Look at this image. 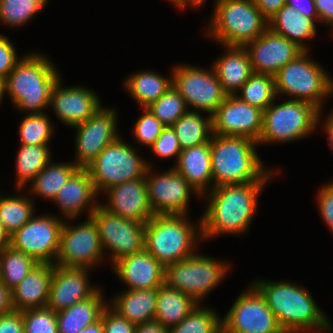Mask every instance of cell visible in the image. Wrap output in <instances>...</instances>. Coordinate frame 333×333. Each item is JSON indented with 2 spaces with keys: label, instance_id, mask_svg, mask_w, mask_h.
Returning a JSON list of instances; mask_svg holds the SVG:
<instances>
[{
  "label": "cell",
  "instance_id": "1",
  "mask_svg": "<svg viewBox=\"0 0 333 333\" xmlns=\"http://www.w3.org/2000/svg\"><path fill=\"white\" fill-rule=\"evenodd\" d=\"M267 183L226 184L206 192L208 205L200 217L202 241L225 234L242 235L257 212L259 194Z\"/></svg>",
  "mask_w": 333,
  "mask_h": 333
},
{
  "label": "cell",
  "instance_id": "2",
  "mask_svg": "<svg viewBox=\"0 0 333 333\" xmlns=\"http://www.w3.org/2000/svg\"><path fill=\"white\" fill-rule=\"evenodd\" d=\"M252 285L264 297L283 331L327 333L332 330L329 317L306 288L288 281H266L263 278L254 279Z\"/></svg>",
  "mask_w": 333,
  "mask_h": 333
},
{
  "label": "cell",
  "instance_id": "3",
  "mask_svg": "<svg viewBox=\"0 0 333 333\" xmlns=\"http://www.w3.org/2000/svg\"><path fill=\"white\" fill-rule=\"evenodd\" d=\"M256 141L241 136L213 134L210 140L213 188L226 184L268 182L278 174L263 165ZM276 172V173H275Z\"/></svg>",
  "mask_w": 333,
  "mask_h": 333
},
{
  "label": "cell",
  "instance_id": "4",
  "mask_svg": "<svg viewBox=\"0 0 333 333\" xmlns=\"http://www.w3.org/2000/svg\"><path fill=\"white\" fill-rule=\"evenodd\" d=\"M48 56L35 51L17 62L4 80V95L27 114H42L50 107L53 87L62 76ZM44 109V110H43Z\"/></svg>",
  "mask_w": 333,
  "mask_h": 333
},
{
  "label": "cell",
  "instance_id": "5",
  "mask_svg": "<svg viewBox=\"0 0 333 333\" xmlns=\"http://www.w3.org/2000/svg\"><path fill=\"white\" fill-rule=\"evenodd\" d=\"M187 218L185 214L154 215L146 222L145 250L164 267L194 255L197 242L202 241L201 219L195 224Z\"/></svg>",
  "mask_w": 333,
  "mask_h": 333
},
{
  "label": "cell",
  "instance_id": "6",
  "mask_svg": "<svg viewBox=\"0 0 333 333\" xmlns=\"http://www.w3.org/2000/svg\"><path fill=\"white\" fill-rule=\"evenodd\" d=\"M213 9L205 36L221 46L244 47L268 28L253 0H216Z\"/></svg>",
  "mask_w": 333,
  "mask_h": 333
},
{
  "label": "cell",
  "instance_id": "7",
  "mask_svg": "<svg viewBox=\"0 0 333 333\" xmlns=\"http://www.w3.org/2000/svg\"><path fill=\"white\" fill-rule=\"evenodd\" d=\"M321 113L313 104L301 100L273 102L263 111L257 144L289 143L308 137L320 125Z\"/></svg>",
  "mask_w": 333,
  "mask_h": 333
},
{
  "label": "cell",
  "instance_id": "8",
  "mask_svg": "<svg viewBox=\"0 0 333 333\" xmlns=\"http://www.w3.org/2000/svg\"><path fill=\"white\" fill-rule=\"evenodd\" d=\"M308 53H301L274 76L276 96L309 102L322 112L326 97L333 94V78Z\"/></svg>",
  "mask_w": 333,
  "mask_h": 333
},
{
  "label": "cell",
  "instance_id": "9",
  "mask_svg": "<svg viewBox=\"0 0 333 333\" xmlns=\"http://www.w3.org/2000/svg\"><path fill=\"white\" fill-rule=\"evenodd\" d=\"M228 262L195 253L165 266L164 284L188 294L198 304L219 286L230 269Z\"/></svg>",
  "mask_w": 333,
  "mask_h": 333
},
{
  "label": "cell",
  "instance_id": "10",
  "mask_svg": "<svg viewBox=\"0 0 333 333\" xmlns=\"http://www.w3.org/2000/svg\"><path fill=\"white\" fill-rule=\"evenodd\" d=\"M151 166V163L138 155L137 148H133L120 136L108 144L85 169L100 195L115 185L145 177L147 168Z\"/></svg>",
  "mask_w": 333,
  "mask_h": 333
},
{
  "label": "cell",
  "instance_id": "11",
  "mask_svg": "<svg viewBox=\"0 0 333 333\" xmlns=\"http://www.w3.org/2000/svg\"><path fill=\"white\" fill-rule=\"evenodd\" d=\"M173 85L184 98L190 111L213 115L227 94L212 68L206 70L194 65H176L172 69ZM190 106V107H189Z\"/></svg>",
  "mask_w": 333,
  "mask_h": 333
},
{
  "label": "cell",
  "instance_id": "12",
  "mask_svg": "<svg viewBox=\"0 0 333 333\" xmlns=\"http://www.w3.org/2000/svg\"><path fill=\"white\" fill-rule=\"evenodd\" d=\"M103 257L98 228L91 217L77 226L64 221L55 265L92 269Z\"/></svg>",
  "mask_w": 333,
  "mask_h": 333
},
{
  "label": "cell",
  "instance_id": "13",
  "mask_svg": "<svg viewBox=\"0 0 333 333\" xmlns=\"http://www.w3.org/2000/svg\"><path fill=\"white\" fill-rule=\"evenodd\" d=\"M96 223L104 254L112 264L122 257L145 249L146 223L122 218L99 205L90 216ZM106 250V252H105ZM108 250V251H107Z\"/></svg>",
  "mask_w": 333,
  "mask_h": 333
},
{
  "label": "cell",
  "instance_id": "14",
  "mask_svg": "<svg viewBox=\"0 0 333 333\" xmlns=\"http://www.w3.org/2000/svg\"><path fill=\"white\" fill-rule=\"evenodd\" d=\"M64 219L53 215H33L10 235V246L32 257L37 263L55 265Z\"/></svg>",
  "mask_w": 333,
  "mask_h": 333
},
{
  "label": "cell",
  "instance_id": "15",
  "mask_svg": "<svg viewBox=\"0 0 333 333\" xmlns=\"http://www.w3.org/2000/svg\"><path fill=\"white\" fill-rule=\"evenodd\" d=\"M222 327L227 333H281L283 331L264 297L252 284L247 290L242 291L222 318Z\"/></svg>",
  "mask_w": 333,
  "mask_h": 333
},
{
  "label": "cell",
  "instance_id": "16",
  "mask_svg": "<svg viewBox=\"0 0 333 333\" xmlns=\"http://www.w3.org/2000/svg\"><path fill=\"white\" fill-rule=\"evenodd\" d=\"M149 205L154 215H188L190 195H200L174 168L153 173L148 167L145 173Z\"/></svg>",
  "mask_w": 333,
  "mask_h": 333
},
{
  "label": "cell",
  "instance_id": "17",
  "mask_svg": "<svg viewBox=\"0 0 333 333\" xmlns=\"http://www.w3.org/2000/svg\"><path fill=\"white\" fill-rule=\"evenodd\" d=\"M116 113L113 108L101 106L84 123L72 127L76 129L74 163L79 168L85 169L108 144L120 137Z\"/></svg>",
  "mask_w": 333,
  "mask_h": 333
},
{
  "label": "cell",
  "instance_id": "18",
  "mask_svg": "<svg viewBox=\"0 0 333 333\" xmlns=\"http://www.w3.org/2000/svg\"><path fill=\"white\" fill-rule=\"evenodd\" d=\"M262 121L263 110L235 95H227L212 115L213 134L247 137L258 142Z\"/></svg>",
  "mask_w": 333,
  "mask_h": 333
},
{
  "label": "cell",
  "instance_id": "19",
  "mask_svg": "<svg viewBox=\"0 0 333 333\" xmlns=\"http://www.w3.org/2000/svg\"><path fill=\"white\" fill-rule=\"evenodd\" d=\"M244 47L250 57L254 73L272 76L304 52L296 43L269 28Z\"/></svg>",
  "mask_w": 333,
  "mask_h": 333
},
{
  "label": "cell",
  "instance_id": "20",
  "mask_svg": "<svg viewBox=\"0 0 333 333\" xmlns=\"http://www.w3.org/2000/svg\"><path fill=\"white\" fill-rule=\"evenodd\" d=\"M61 78L53 87L50 104L53 111L63 124L74 127L84 123L100 108L101 100L94 90L86 87H61Z\"/></svg>",
  "mask_w": 333,
  "mask_h": 333
},
{
  "label": "cell",
  "instance_id": "21",
  "mask_svg": "<svg viewBox=\"0 0 333 333\" xmlns=\"http://www.w3.org/2000/svg\"><path fill=\"white\" fill-rule=\"evenodd\" d=\"M90 270L54 265L46 307L57 313L90 298L99 289L90 284Z\"/></svg>",
  "mask_w": 333,
  "mask_h": 333
},
{
  "label": "cell",
  "instance_id": "22",
  "mask_svg": "<svg viewBox=\"0 0 333 333\" xmlns=\"http://www.w3.org/2000/svg\"><path fill=\"white\" fill-rule=\"evenodd\" d=\"M107 202L100 205L109 213L146 223L154 213L149 205L145 177L126 181L107 189Z\"/></svg>",
  "mask_w": 333,
  "mask_h": 333
},
{
  "label": "cell",
  "instance_id": "23",
  "mask_svg": "<svg viewBox=\"0 0 333 333\" xmlns=\"http://www.w3.org/2000/svg\"><path fill=\"white\" fill-rule=\"evenodd\" d=\"M112 265L128 290L154 289L164 284L165 267L145 249L122 257Z\"/></svg>",
  "mask_w": 333,
  "mask_h": 333
},
{
  "label": "cell",
  "instance_id": "24",
  "mask_svg": "<svg viewBox=\"0 0 333 333\" xmlns=\"http://www.w3.org/2000/svg\"><path fill=\"white\" fill-rule=\"evenodd\" d=\"M89 172L79 168L61 187L53 203L60 209L64 219L79 218L82 212H88V218L100 205ZM89 208V209H88Z\"/></svg>",
  "mask_w": 333,
  "mask_h": 333
},
{
  "label": "cell",
  "instance_id": "25",
  "mask_svg": "<svg viewBox=\"0 0 333 333\" xmlns=\"http://www.w3.org/2000/svg\"><path fill=\"white\" fill-rule=\"evenodd\" d=\"M53 264L38 263L12 290L15 311L45 308L47 306Z\"/></svg>",
  "mask_w": 333,
  "mask_h": 333
},
{
  "label": "cell",
  "instance_id": "26",
  "mask_svg": "<svg viewBox=\"0 0 333 333\" xmlns=\"http://www.w3.org/2000/svg\"><path fill=\"white\" fill-rule=\"evenodd\" d=\"M173 167L197 190L200 197L213 189L210 142L183 149Z\"/></svg>",
  "mask_w": 333,
  "mask_h": 333
},
{
  "label": "cell",
  "instance_id": "27",
  "mask_svg": "<svg viewBox=\"0 0 333 333\" xmlns=\"http://www.w3.org/2000/svg\"><path fill=\"white\" fill-rule=\"evenodd\" d=\"M224 47L226 48L224 55L213 61L211 66L225 93L235 95L254 71L245 47Z\"/></svg>",
  "mask_w": 333,
  "mask_h": 333
},
{
  "label": "cell",
  "instance_id": "28",
  "mask_svg": "<svg viewBox=\"0 0 333 333\" xmlns=\"http://www.w3.org/2000/svg\"><path fill=\"white\" fill-rule=\"evenodd\" d=\"M110 302V303H109ZM108 304L118 312L122 317L126 318L134 325H139L154 321L157 288L128 290L121 294H115Z\"/></svg>",
  "mask_w": 333,
  "mask_h": 333
},
{
  "label": "cell",
  "instance_id": "29",
  "mask_svg": "<svg viewBox=\"0 0 333 333\" xmlns=\"http://www.w3.org/2000/svg\"><path fill=\"white\" fill-rule=\"evenodd\" d=\"M315 19L305 17L291 6L285 4L268 20V28L296 43L304 51H309L304 42L317 36Z\"/></svg>",
  "mask_w": 333,
  "mask_h": 333
},
{
  "label": "cell",
  "instance_id": "30",
  "mask_svg": "<svg viewBox=\"0 0 333 333\" xmlns=\"http://www.w3.org/2000/svg\"><path fill=\"white\" fill-rule=\"evenodd\" d=\"M98 289L90 298L77 302L68 309L56 313L59 333H79L98 321L108 303Z\"/></svg>",
  "mask_w": 333,
  "mask_h": 333
},
{
  "label": "cell",
  "instance_id": "31",
  "mask_svg": "<svg viewBox=\"0 0 333 333\" xmlns=\"http://www.w3.org/2000/svg\"><path fill=\"white\" fill-rule=\"evenodd\" d=\"M198 305L188 294L163 284L157 288V303L154 321L164 327L180 323Z\"/></svg>",
  "mask_w": 333,
  "mask_h": 333
},
{
  "label": "cell",
  "instance_id": "32",
  "mask_svg": "<svg viewBox=\"0 0 333 333\" xmlns=\"http://www.w3.org/2000/svg\"><path fill=\"white\" fill-rule=\"evenodd\" d=\"M124 81L125 91L129 92L139 105L147 108L173 85V75L172 71L170 77H166L152 70H144L131 74Z\"/></svg>",
  "mask_w": 333,
  "mask_h": 333
},
{
  "label": "cell",
  "instance_id": "33",
  "mask_svg": "<svg viewBox=\"0 0 333 333\" xmlns=\"http://www.w3.org/2000/svg\"><path fill=\"white\" fill-rule=\"evenodd\" d=\"M202 112L188 110L171 127L181 149L209 143L213 135L212 116L204 117Z\"/></svg>",
  "mask_w": 333,
  "mask_h": 333
},
{
  "label": "cell",
  "instance_id": "34",
  "mask_svg": "<svg viewBox=\"0 0 333 333\" xmlns=\"http://www.w3.org/2000/svg\"><path fill=\"white\" fill-rule=\"evenodd\" d=\"M15 161L16 186L18 192L24 191L27 184L43 170L51 160V148L43 145H20Z\"/></svg>",
  "mask_w": 333,
  "mask_h": 333
},
{
  "label": "cell",
  "instance_id": "35",
  "mask_svg": "<svg viewBox=\"0 0 333 333\" xmlns=\"http://www.w3.org/2000/svg\"><path fill=\"white\" fill-rule=\"evenodd\" d=\"M79 169L74 162L51 163L41 170L31 181V193L54 201L61 187Z\"/></svg>",
  "mask_w": 333,
  "mask_h": 333
},
{
  "label": "cell",
  "instance_id": "36",
  "mask_svg": "<svg viewBox=\"0 0 333 333\" xmlns=\"http://www.w3.org/2000/svg\"><path fill=\"white\" fill-rule=\"evenodd\" d=\"M0 193V222L5 230L12 235L26 224L35 214L33 200L27 195H1Z\"/></svg>",
  "mask_w": 333,
  "mask_h": 333
},
{
  "label": "cell",
  "instance_id": "37",
  "mask_svg": "<svg viewBox=\"0 0 333 333\" xmlns=\"http://www.w3.org/2000/svg\"><path fill=\"white\" fill-rule=\"evenodd\" d=\"M238 92L235 96L240 100L264 111L277 98L275 77L253 73Z\"/></svg>",
  "mask_w": 333,
  "mask_h": 333
},
{
  "label": "cell",
  "instance_id": "38",
  "mask_svg": "<svg viewBox=\"0 0 333 333\" xmlns=\"http://www.w3.org/2000/svg\"><path fill=\"white\" fill-rule=\"evenodd\" d=\"M38 263L11 246L0 251V279L12 291Z\"/></svg>",
  "mask_w": 333,
  "mask_h": 333
},
{
  "label": "cell",
  "instance_id": "39",
  "mask_svg": "<svg viewBox=\"0 0 333 333\" xmlns=\"http://www.w3.org/2000/svg\"><path fill=\"white\" fill-rule=\"evenodd\" d=\"M222 319L211 308L198 304L180 323L171 326L169 333H216Z\"/></svg>",
  "mask_w": 333,
  "mask_h": 333
},
{
  "label": "cell",
  "instance_id": "40",
  "mask_svg": "<svg viewBox=\"0 0 333 333\" xmlns=\"http://www.w3.org/2000/svg\"><path fill=\"white\" fill-rule=\"evenodd\" d=\"M49 0H2L0 22L8 27L24 26L33 19Z\"/></svg>",
  "mask_w": 333,
  "mask_h": 333
},
{
  "label": "cell",
  "instance_id": "41",
  "mask_svg": "<svg viewBox=\"0 0 333 333\" xmlns=\"http://www.w3.org/2000/svg\"><path fill=\"white\" fill-rule=\"evenodd\" d=\"M54 125L46 113L26 114L19 125V138L22 145L49 144L53 137Z\"/></svg>",
  "mask_w": 333,
  "mask_h": 333
},
{
  "label": "cell",
  "instance_id": "42",
  "mask_svg": "<svg viewBox=\"0 0 333 333\" xmlns=\"http://www.w3.org/2000/svg\"><path fill=\"white\" fill-rule=\"evenodd\" d=\"M147 108L166 127L172 126L188 111L184 98L174 85Z\"/></svg>",
  "mask_w": 333,
  "mask_h": 333
},
{
  "label": "cell",
  "instance_id": "43",
  "mask_svg": "<svg viewBox=\"0 0 333 333\" xmlns=\"http://www.w3.org/2000/svg\"><path fill=\"white\" fill-rule=\"evenodd\" d=\"M22 320L24 333H59L56 312L47 307L23 310Z\"/></svg>",
  "mask_w": 333,
  "mask_h": 333
},
{
  "label": "cell",
  "instance_id": "44",
  "mask_svg": "<svg viewBox=\"0 0 333 333\" xmlns=\"http://www.w3.org/2000/svg\"><path fill=\"white\" fill-rule=\"evenodd\" d=\"M143 111L133 126L132 135L141 144V147L150 148L166 126L148 108H143Z\"/></svg>",
  "mask_w": 333,
  "mask_h": 333
},
{
  "label": "cell",
  "instance_id": "45",
  "mask_svg": "<svg viewBox=\"0 0 333 333\" xmlns=\"http://www.w3.org/2000/svg\"><path fill=\"white\" fill-rule=\"evenodd\" d=\"M150 148L151 152L153 151V154L156 157L161 159H170L174 157L176 163L178 162L180 152L182 151L178 138L171 126H167L163 129L160 136Z\"/></svg>",
  "mask_w": 333,
  "mask_h": 333
},
{
  "label": "cell",
  "instance_id": "46",
  "mask_svg": "<svg viewBox=\"0 0 333 333\" xmlns=\"http://www.w3.org/2000/svg\"><path fill=\"white\" fill-rule=\"evenodd\" d=\"M104 333H135L136 325L116 312L109 304L101 315Z\"/></svg>",
  "mask_w": 333,
  "mask_h": 333
},
{
  "label": "cell",
  "instance_id": "47",
  "mask_svg": "<svg viewBox=\"0 0 333 333\" xmlns=\"http://www.w3.org/2000/svg\"><path fill=\"white\" fill-rule=\"evenodd\" d=\"M20 59L12 41L0 34V78L5 80Z\"/></svg>",
  "mask_w": 333,
  "mask_h": 333
},
{
  "label": "cell",
  "instance_id": "48",
  "mask_svg": "<svg viewBox=\"0 0 333 333\" xmlns=\"http://www.w3.org/2000/svg\"><path fill=\"white\" fill-rule=\"evenodd\" d=\"M317 197L320 216L333 232V181L321 186Z\"/></svg>",
  "mask_w": 333,
  "mask_h": 333
},
{
  "label": "cell",
  "instance_id": "49",
  "mask_svg": "<svg viewBox=\"0 0 333 333\" xmlns=\"http://www.w3.org/2000/svg\"><path fill=\"white\" fill-rule=\"evenodd\" d=\"M0 333H24L22 311H12L0 316Z\"/></svg>",
  "mask_w": 333,
  "mask_h": 333
},
{
  "label": "cell",
  "instance_id": "50",
  "mask_svg": "<svg viewBox=\"0 0 333 333\" xmlns=\"http://www.w3.org/2000/svg\"><path fill=\"white\" fill-rule=\"evenodd\" d=\"M286 4L294 8L301 15L319 21L314 0H286Z\"/></svg>",
  "mask_w": 333,
  "mask_h": 333
},
{
  "label": "cell",
  "instance_id": "51",
  "mask_svg": "<svg viewBox=\"0 0 333 333\" xmlns=\"http://www.w3.org/2000/svg\"><path fill=\"white\" fill-rule=\"evenodd\" d=\"M256 7L261 11L263 17L268 21L285 4L286 0H253Z\"/></svg>",
  "mask_w": 333,
  "mask_h": 333
},
{
  "label": "cell",
  "instance_id": "52",
  "mask_svg": "<svg viewBox=\"0 0 333 333\" xmlns=\"http://www.w3.org/2000/svg\"><path fill=\"white\" fill-rule=\"evenodd\" d=\"M319 22L333 29V0H314ZM333 31V30H332Z\"/></svg>",
  "mask_w": 333,
  "mask_h": 333
},
{
  "label": "cell",
  "instance_id": "53",
  "mask_svg": "<svg viewBox=\"0 0 333 333\" xmlns=\"http://www.w3.org/2000/svg\"><path fill=\"white\" fill-rule=\"evenodd\" d=\"M14 311L12 291L0 279V316Z\"/></svg>",
  "mask_w": 333,
  "mask_h": 333
},
{
  "label": "cell",
  "instance_id": "54",
  "mask_svg": "<svg viewBox=\"0 0 333 333\" xmlns=\"http://www.w3.org/2000/svg\"><path fill=\"white\" fill-rule=\"evenodd\" d=\"M135 333H169V328L164 327L159 322L151 321L136 325Z\"/></svg>",
  "mask_w": 333,
  "mask_h": 333
},
{
  "label": "cell",
  "instance_id": "55",
  "mask_svg": "<svg viewBox=\"0 0 333 333\" xmlns=\"http://www.w3.org/2000/svg\"><path fill=\"white\" fill-rule=\"evenodd\" d=\"M323 123L324 124L322 125L323 127L321 129H323V131L327 135L329 143L328 145L331 147V149H333V110Z\"/></svg>",
  "mask_w": 333,
  "mask_h": 333
},
{
  "label": "cell",
  "instance_id": "56",
  "mask_svg": "<svg viewBox=\"0 0 333 333\" xmlns=\"http://www.w3.org/2000/svg\"><path fill=\"white\" fill-rule=\"evenodd\" d=\"M79 333H104V328L102 325L101 318L98 321L82 329Z\"/></svg>",
  "mask_w": 333,
  "mask_h": 333
},
{
  "label": "cell",
  "instance_id": "57",
  "mask_svg": "<svg viewBox=\"0 0 333 333\" xmlns=\"http://www.w3.org/2000/svg\"><path fill=\"white\" fill-rule=\"evenodd\" d=\"M10 246V234L5 230L0 222V251Z\"/></svg>",
  "mask_w": 333,
  "mask_h": 333
},
{
  "label": "cell",
  "instance_id": "58",
  "mask_svg": "<svg viewBox=\"0 0 333 333\" xmlns=\"http://www.w3.org/2000/svg\"><path fill=\"white\" fill-rule=\"evenodd\" d=\"M169 1L172 2V4L176 6V8H179L181 10L186 7L188 8V6H193L195 8L198 7L192 0H169Z\"/></svg>",
  "mask_w": 333,
  "mask_h": 333
},
{
  "label": "cell",
  "instance_id": "59",
  "mask_svg": "<svg viewBox=\"0 0 333 333\" xmlns=\"http://www.w3.org/2000/svg\"><path fill=\"white\" fill-rule=\"evenodd\" d=\"M4 80L0 78V104L2 103L1 101L4 98Z\"/></svg>",
  "mask_w": 333,
  "mask_h": 333
},
{
  "label": "cell",
  "instance_id": "60",
  "mask_svg": "<svg viewBox=\"0 0 333 333\" xmlns=\"http://www.w3.org/2000/svg\"><path fill=\"white\" fill-rule=\"evenodd\" d=\"M198 7L204 4L206 0H192Z\"/></svg>",
  "mask_w": 333,
  "mask_h": 333
},
{
  "label": "cell",
  "instance_id": "61",
  "mask_svg": "<svg viewBox=\"0 0 333 333\" xmlns=\"http://www.w3.org/2000/svg\"><path fill=\"white\" fill-rule=\"evenodd\" d=\"M216 333H227L223 327H221Z\"/></svg>",
  "mask_w": 333,
  "mask_h": 333
},
{
  "label": "cell",
  "instance_id": "62",
  "mask_svg": "<svg viewBox=\"0 0 333 333\" xmlns=\"http://www.w3.org/2000/svg\"><path fill=\"white\" fill-rule=\"evenodd\" d=\"M281 333H307V332L282 331Z\"/></svg>",
  "mask_w": 333,
  "mask_h": 333
}]
</instances>
